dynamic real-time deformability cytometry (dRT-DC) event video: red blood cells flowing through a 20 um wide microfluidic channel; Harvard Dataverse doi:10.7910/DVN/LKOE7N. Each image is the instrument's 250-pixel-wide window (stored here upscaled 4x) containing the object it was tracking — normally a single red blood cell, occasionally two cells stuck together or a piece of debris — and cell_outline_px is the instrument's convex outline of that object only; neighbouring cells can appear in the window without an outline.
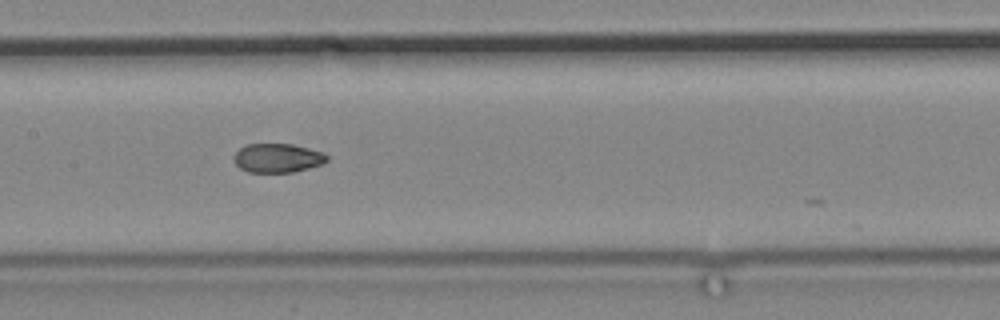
{"species": "common noctule bat (a hibernating species)", "species_latin": "Nyctalus noctula", "temperature_condition": "cold", "stored_images_in_passage": 13, "camera_frame_rate_fps": 3000, "um_per_image_px": 0.085, "animal": {"sex": "male", "body_mass_g": 19.2, "forearm_length_mm": 51.8}, "frame": {"image": 1, "passage_image": 12, "time_ms": 14.333, "image_size_px": [1000, 320], "cell_outline_px": [[328, 160], [320, 164], [308, 168], [292, 172], [248, 172], [240, 168], [236, 164], [232, 156], [240, 148], [248, 144], [292, 144], [308, 148], [320, 152], [328, 156]], "centroid_in_image_um": [23.55, 13.43], "position_along_channel_um": 183.8, "area_um2": 15.55}}